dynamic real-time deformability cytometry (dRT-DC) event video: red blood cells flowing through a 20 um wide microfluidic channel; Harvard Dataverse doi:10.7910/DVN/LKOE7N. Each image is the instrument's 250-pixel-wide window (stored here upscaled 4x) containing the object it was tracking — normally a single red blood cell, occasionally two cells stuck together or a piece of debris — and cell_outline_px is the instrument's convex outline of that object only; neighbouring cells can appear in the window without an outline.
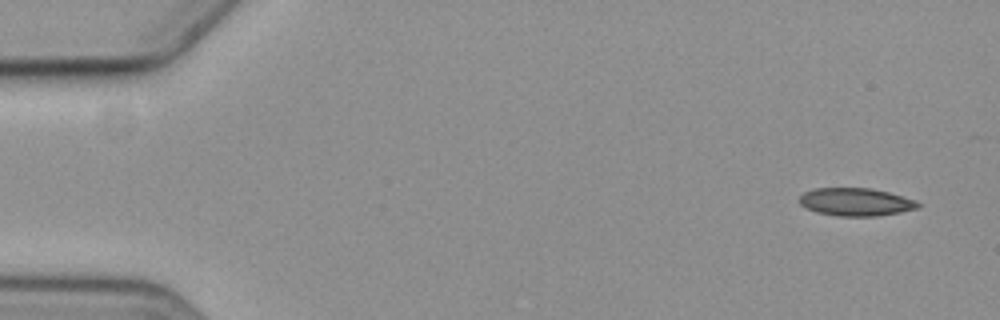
{"species": "common noctule bat (a hibernating species)", "species_latin": "Nyctalus noctula", "temperature_condition": "cold", "stored_images_in_passage": 3, "camera_frame_rate_fps": 3000, "um_per_image_px": 0.085, "animal": {"sex": "female", "body_mass_g": 19.3, "forearm_length_mm": 54.1}, "frame": {"image": 1, "passage_image": 1, "time_ms": 0.0, "image_size_px": [1000, 320], "cell_outline_px": [[920, 204], [916, 208], [900, 212], [876, 216], [836, 216], [816, 212], [804, 208], [800, 204], [800, 196], [804, 192], [812, 188], [872, 188], [888, 192], [916, 200]], "centroid_in_image_um": [72.69, 17.16], "position_along_channel_um": 12.3, "area_um2": 19.31}}